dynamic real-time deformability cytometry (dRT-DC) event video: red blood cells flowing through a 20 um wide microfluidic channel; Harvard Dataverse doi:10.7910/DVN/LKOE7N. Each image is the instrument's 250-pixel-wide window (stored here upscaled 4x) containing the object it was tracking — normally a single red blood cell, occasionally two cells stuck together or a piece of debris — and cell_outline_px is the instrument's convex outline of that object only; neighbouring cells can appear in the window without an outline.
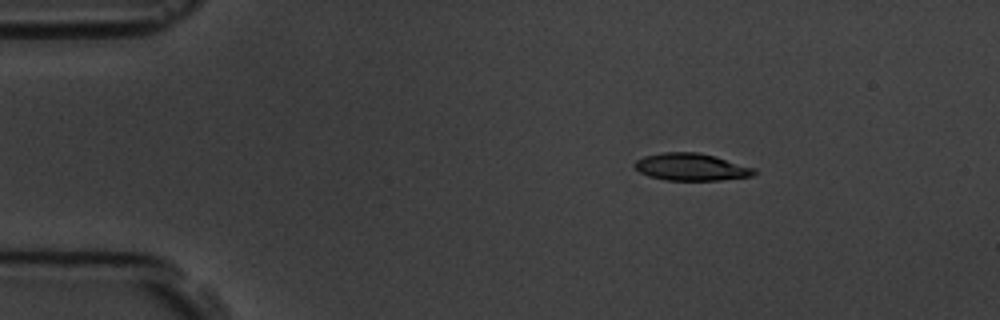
{"species": "common noctule bat (a hibernating species)", "species_latin": "Nyctalus noctula", "temperature_condition": "room temperature", "stored_images_in_passage": 5, "camera_frame_rate_fps": 3000, "um_per_image_px": 0.085, "animal": {"sex": "male", "body_mass_g": 19.5, "forearm_length_mm": 54.6}, "frame": {"image": 1, "passage_image": 3, "time_ms": 2.333, "image_size_px": [1000, 320], "cell_outline_px": [[756, 172], [752, 176], [720, 180], [664, 180], [648, 176], [640, 172], [632, 164], [636, 160], [644, 156], [664, 152], [696, 152], [716, 156], [756, 168]], "centroid_in_image_um": [58.75, 14.19], "position_along_channel_um": 26.2, "area_um2": 19.07}}